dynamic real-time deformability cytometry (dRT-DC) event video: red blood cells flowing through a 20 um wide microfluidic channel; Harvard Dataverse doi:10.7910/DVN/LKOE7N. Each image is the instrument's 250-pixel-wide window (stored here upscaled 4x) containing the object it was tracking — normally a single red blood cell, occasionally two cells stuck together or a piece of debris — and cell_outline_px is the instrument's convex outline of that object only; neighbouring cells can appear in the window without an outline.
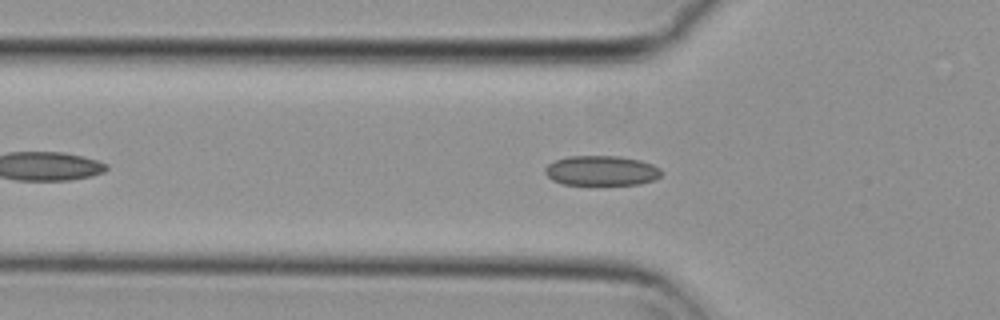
{"species": "common noctule bat (a hibernating species)", "species_latin": "Nyctalus noctula", "temperature_condition": "cold", "stored_images_in_passage": 48, "camera_frame_rate_fps": 3000, "um_per_image_px": 0.085, "animal": {"sex": "female", "body_mass_g": 29.2, "forearm_length_mm": 56.3}, "frame": {"image": 1, "passage_image": 10, "time_ms": 3.0, "image_size_px": [1000, 320], "cell_outline_px": [[664, 172], [656, 180], [640, 184], [564, 184], [552, 180], [544, 172], [544, 168], [548, 164], [556, 160], [568, 156], [616, 156], [640, 160], [652, 164], [660, 168]], "centroid_in_image_um": [51.15, 14.5], "position_along_channel_um": 74.7, "area_um2": 20.29}}
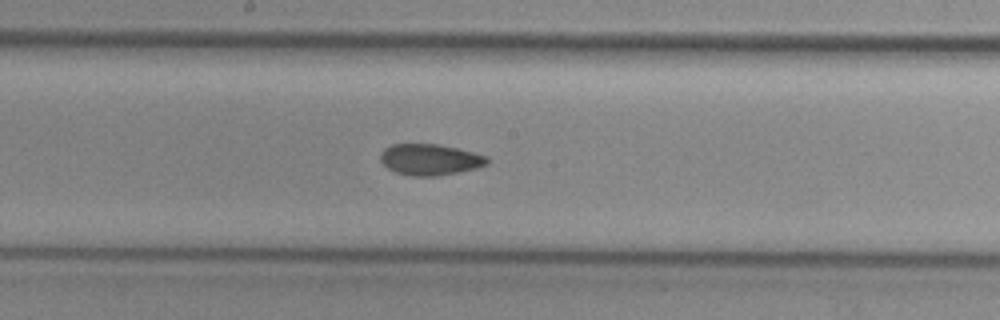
{"frame": {"image": 2, "passage_image": 21, "time_ms": 6.667, "image_size_px": [1000, 320], "cell_outline_px": [[488, 164], [476, 168], [436, 176], [412, 176], [396, 172], [388, 168], [380, 160], [380, 152], [384, 148], [392, 144], [436, 144], [456, 148], [488, 156]], "centroid_in_image_um": [36.52, 13.56], "position_along_channel_um": 211.7, "area_um2": 19.25}}
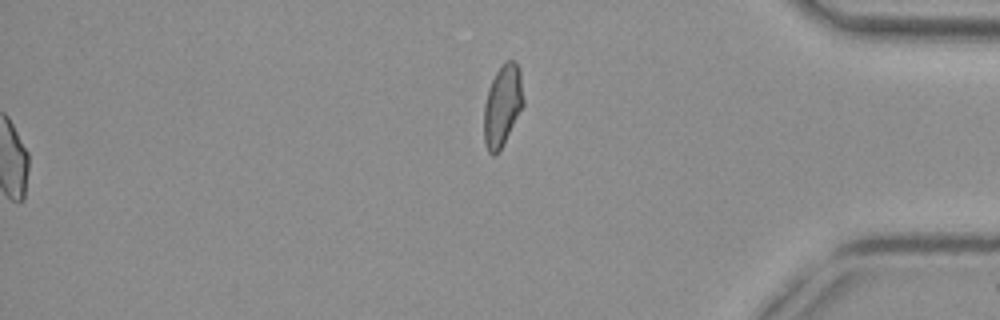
{"frame": {"image": 3, "passage_image": 48, "time_ms": 15.667, "image_size_px": [1000, 320], "cell_outline_px": [[524, 104], [500, 148], [492, 156], [488, 152], [484, 144], [484, 104], [488, 88], [496, 72], [504, 60], [516, 60], [520, 72], [524, 100]], "centroid_in_image_um": [42.7, 8.91], "position_along_channel_um": 392.5, "area_um2": 18.55}, "authors_computed_cell_mechanics": {"area_um2": 19.5653, "velocity_mm_per_s": 3.7205, "shape_relaxation_time_tau1_ms": 7.8983, "shape_relaxation_time_tau2_ms": 3.2584, "deformation_change_tau1": 0.1165, "deformation_change_tau2": 0.0658}}